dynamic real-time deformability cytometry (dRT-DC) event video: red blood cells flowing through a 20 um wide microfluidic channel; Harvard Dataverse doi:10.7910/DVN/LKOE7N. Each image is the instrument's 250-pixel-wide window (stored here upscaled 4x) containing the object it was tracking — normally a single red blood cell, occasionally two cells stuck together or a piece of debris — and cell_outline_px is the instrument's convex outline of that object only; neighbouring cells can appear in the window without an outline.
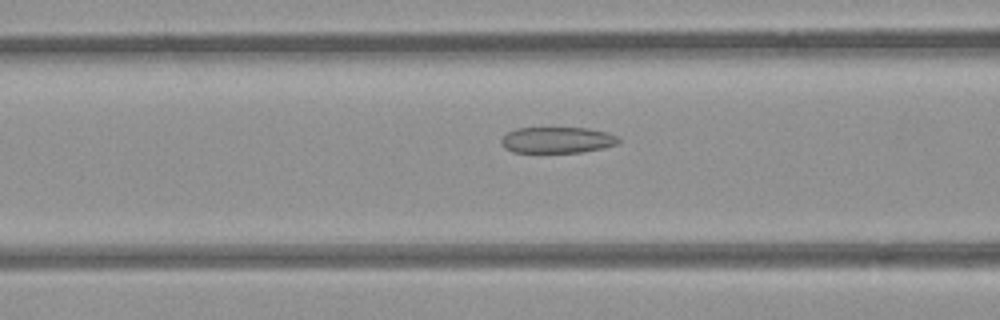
{"species": "common noctule bat (a hibernating species)", "species_latin": "Nyctalus noctula", "temperature_condition": "room temperature", "stored_images_in_passage": 54, "camera_frame_rate_fps": 3000, "um_per_image_px": 0.085, "animal": {"sex": "female", "body_mass_g": 21.9}, "frame": {"image": 1, "passage_image": 22, "time_ms": 7.0, "image_size_px": [1000, 320], "cell_outline_px": [[620, 140], [616, 144], [604, 148], [580, 152], [512, 152], [504, 148], [500, 144], [500, 140], [508, 132], [516, 128], [588, 128], [608, 132], [616, 136]], "centroid_in_image_um": [47.34, 11.9], "position_along_channel_um": 119.3, "area_um2": 17.86}}
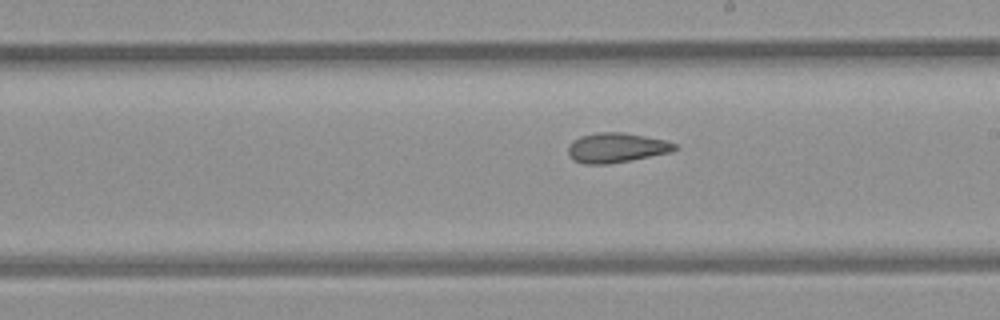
{"frame": {"image": 2, "passage_image": 31, "time_ms": 10.0, "image_size_px": [1000, 320], "cell_outline_px": [[676, 148], [668, 152], [608, 164], [584, 164], [568, 156], [568, 144], [572, 140], [580, 136], [596, 132], [624, 132], [664, 140], [676, 144]], "centroid_in_image_um": [52.3, 12.54], "position_along_channel_um": 236.7, "area_um2": 18.21}}
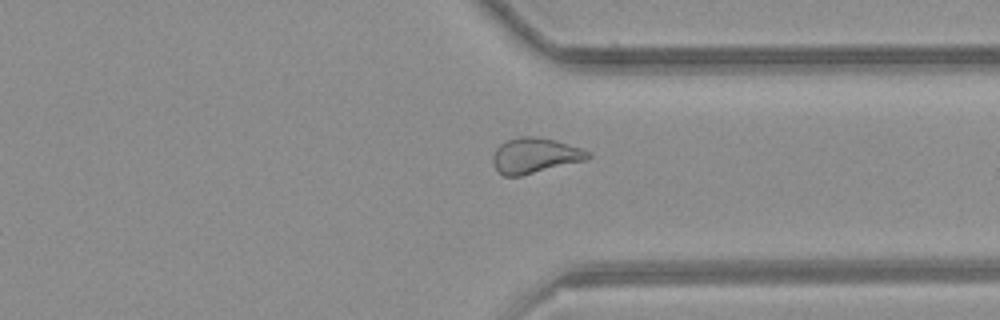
{"frame": {"image": 3, "passage_image": 41, "time_ms": 13.333, "image_size_px": [1000, 320], "cell_outline_px": [[592, 156], [588, 160], [520, 176], [504, 176], [496, 168], [492, 160], [492, 156], [496, 148], [500, 144], [508, 140], [520, 136], [536, 136], [556, 140], [580, 148], [588, 152]], "centroid_in_image_um": [45.48, 13.22], "position_along_channel_um": 365.9, "area_um2": 19.59}, "authors_computed_cell_mechanics": {"area_um2": 20.4901, "velocity_mm_per_s": 3.9011, "shape_relaxation_time_tau1_ms": null, "shape_relaxation_time_tau2_ms": 2.9641, "deformation_change_tau1": null, "deformation_change_tau2": 0.0929}}